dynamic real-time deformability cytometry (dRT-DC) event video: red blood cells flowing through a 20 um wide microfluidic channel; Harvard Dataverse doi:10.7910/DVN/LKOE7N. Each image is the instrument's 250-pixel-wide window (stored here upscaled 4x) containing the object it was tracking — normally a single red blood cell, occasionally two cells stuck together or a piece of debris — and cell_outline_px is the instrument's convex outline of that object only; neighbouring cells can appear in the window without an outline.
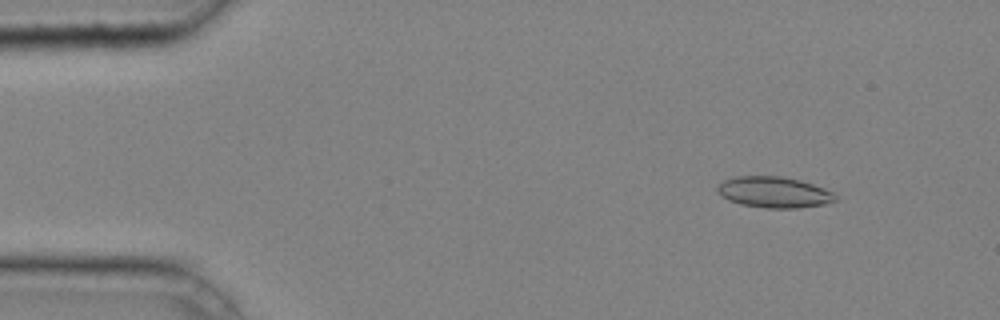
{"species": "common noctule bat (a hibernating species)", "species_latin": "Nyctalus noctula", "temperature_condition": "cold", "stored_images_in_passage": 44, "camera_frame_rate_fps": 3000, "um_per_image_px": 0.085, "animal": {"sex": "male", "body_mass_g": 20.4}, "frame": {"image": 1, "passage_image": 5, "time_ms": 1.333, "image_size_px": [1000, 320], "cell_outline_px": [[836, 200], [824, 204], [796, 208], [768, 208], [740, 204], [728, 200], [720, 196], [716, 192], [716, 188], [724, 180], [736, 176], [780, 176], [800, 180], [824, 188], [832, 192], [836, 196]], "centroid_in_image_um": [65.75, 16.34], "position_along_channel_um": 19.3, "area_um2": 21.27}}
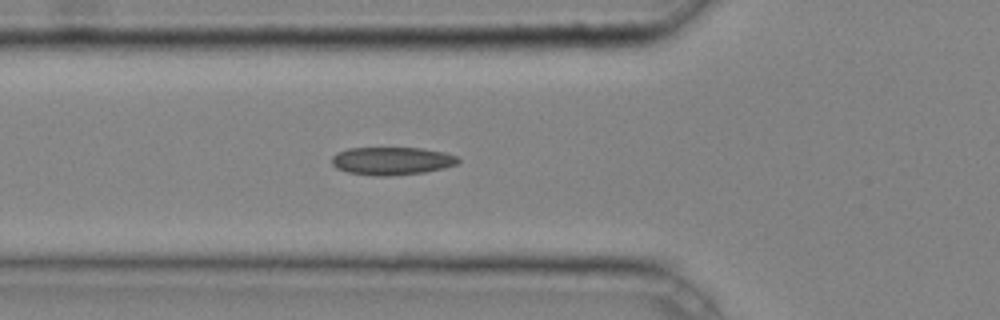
{"frame": {"image": 2, "passage_image": 16, "time_ms": 5.0, "image_size_px": [1000, 320], "cell_outline_px": [[460, 160], [456, 164], [444, 168], [424, 172], [388, 176], [372, 176], [348, 172], [336, 168], [332, 164], [332, 156], [336, 152], [348, 148], [420, 148], [444, 152], [456, 156]], "centroid_in_image_um": [33.27, 13.68], "position_along_channel_um": 92.5, "area_um2": 20.58}}
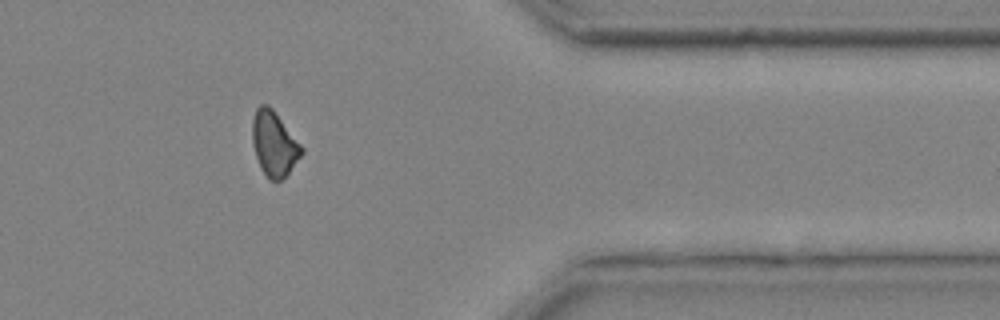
{"frame": {"image": 3, "passage_image": 38, "time_ms": 12.333, "image_size_px": [1000, 320], "cell_outline_px": [[304, 152], [288, 172], [280, 180], [268, 180], [260, 168], [252, 144], [252, 120], [256, 108], [260, 104], [268, 104], [272, 108], [304, 148]], "centroid_in_image_um": [23.28, 12.2], "position_along_channel_um": 388.1, "area_um2": 18.55}, "authors_computed_cell_mechanics": {"area_um2": 19.941, "velocity_mm_per_s": 4.2844, "shape_relaxation_time_tau1_ms": 4.4377, "shape_relaxation_time_tau2_ms": 4.8571, "deformation_change_tau1": 0.1072, "deformation_change_tau2": 0.0991}}